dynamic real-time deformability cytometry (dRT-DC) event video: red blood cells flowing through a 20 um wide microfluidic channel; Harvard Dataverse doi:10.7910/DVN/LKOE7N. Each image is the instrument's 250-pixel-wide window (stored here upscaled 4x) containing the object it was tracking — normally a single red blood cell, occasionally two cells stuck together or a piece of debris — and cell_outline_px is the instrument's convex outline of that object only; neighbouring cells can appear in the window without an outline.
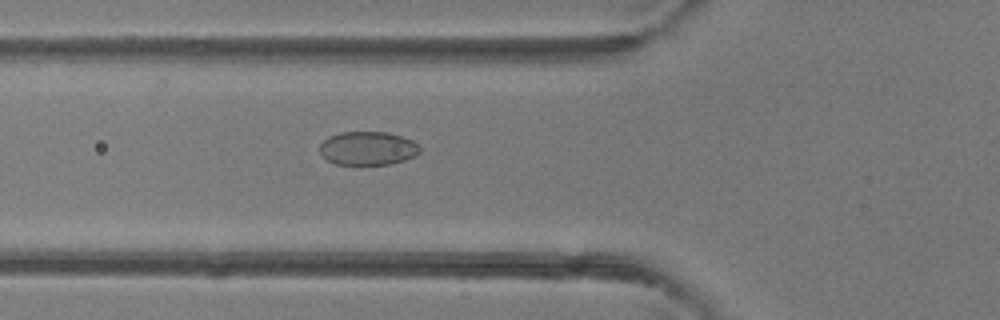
{"species": "common noctule bat (a hibernating species)", "species_latin": "Nyctalus noctula", "temperature_condition": "room temperature", "stored_images_in_passage": 36, "camera_frame_rate_fps": 3000, "um_per_image_px": 0.085, "animal": {"sex": "female"}, "frame": {"image": 1, "passage_image": 12, "time_ms": 3.667, "image_size_px": [1000, 320], "cell_outline_px": [[420, 152], [416, 156], [404, 160], [388, 164], [356, 168], [336, 164], [328, 160], [320, 152], [320, 144], [328, 136], [340, 132], [388, 132], [412, 140], [420, 148]], "centroid_in_image_um": [31.24, 12.65], "position_along_channel_um": 94.6, "area_um2": 20.23}}
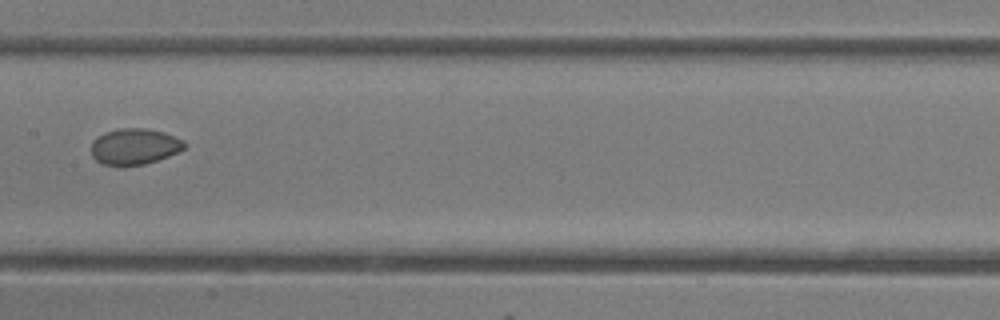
{"frame": {"image": 2, "passage_image": 19, "time_ms": 6.0, "image_size_px": [1000, 320], "cell_outline_px": [[188, 144], [184, 148], [168, 156], [144, 164], [124, 168], [104, 164], [96, 160], [92, 156], [92, 140], [104, 132], [120, 128], [144, 128], [164, 132], [184, 140]], "centroid_in_image_um": [11.42, 12.47], "position_along_channel_um": 196.0, "area_um2": 19.88}}
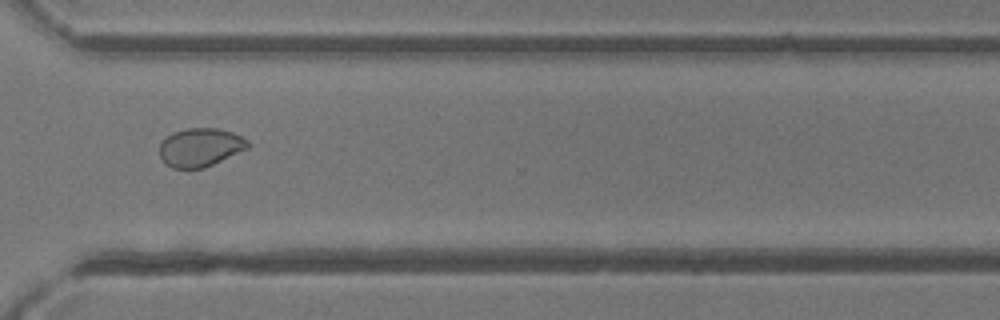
{"frame": {"image": 3, "passage_image": 30, "time_ms": 9.667, "image_size_px": [1000, 320], "cell_outline_px": [[252, 144], [248, 148], [204, 168], [172, 168], [160, 156], [160, 144], [172, 132], [188, 128], [216, 128], [232, 132], [248, 140]], "centroid_in_image_um": [17.05, 12.51], "position_along_channel_um": 353.5, "area_um2": 19.59}, "authors_computed_cell_mechanics": {"area_um2": 19.8832, "velocity_mm_per_s": 4.3106, "shape_relaxation_time_tau1_ms": 5.1752, "shape_relaxation_time_tau2_ms": 1.3433, "deformation_change_tau1": 0.0895, "deformation_change_tau2": 0.0252}}